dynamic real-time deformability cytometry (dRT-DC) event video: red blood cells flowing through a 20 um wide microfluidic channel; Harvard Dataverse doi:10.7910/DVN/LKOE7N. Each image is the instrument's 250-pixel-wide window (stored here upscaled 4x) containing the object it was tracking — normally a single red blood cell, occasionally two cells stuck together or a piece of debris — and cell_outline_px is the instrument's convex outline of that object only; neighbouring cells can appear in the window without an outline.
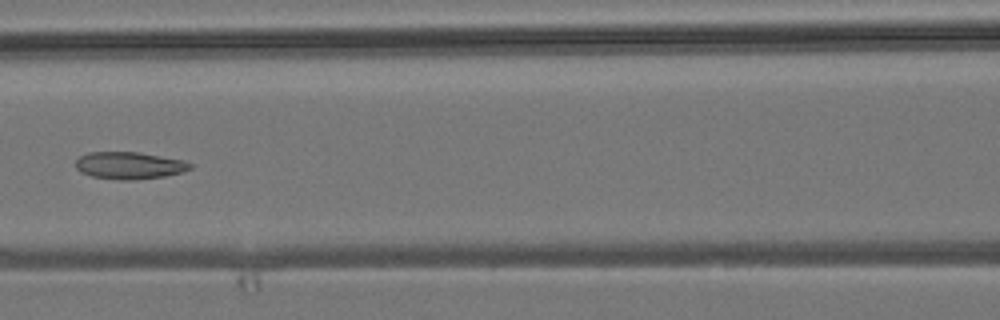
{"species": "common noctule bat (a hibernating species)", "species_latin": "Nyctalus noctula", "temperature_condition": "room temperature", "stored_images_in_passage": 6, "camera_frame_rate_fps": 3000, "um_per_image_px": 0.085, "animal": {"sex": "male", "body_mass_g": 19.2, "forearm_length_mm": 51.8}, "frame": {"image": 1, "passage_image": 6, "time_ms": 7.0, "image_size_px": [1000, 320], "cell_outline_px": [[192, 168], [180, 172], [164, 176], [132, 180], [120, 180], [92, 176], [80, 172], [76, 168], [76, 160], [80, 156], [88, 152], [136, 152], [184, 160], [192, 164]], "centroid_in_image_um": [10.97, 14.06], "position_along_channel_um": 155.6, "area_um2": 17.98}}